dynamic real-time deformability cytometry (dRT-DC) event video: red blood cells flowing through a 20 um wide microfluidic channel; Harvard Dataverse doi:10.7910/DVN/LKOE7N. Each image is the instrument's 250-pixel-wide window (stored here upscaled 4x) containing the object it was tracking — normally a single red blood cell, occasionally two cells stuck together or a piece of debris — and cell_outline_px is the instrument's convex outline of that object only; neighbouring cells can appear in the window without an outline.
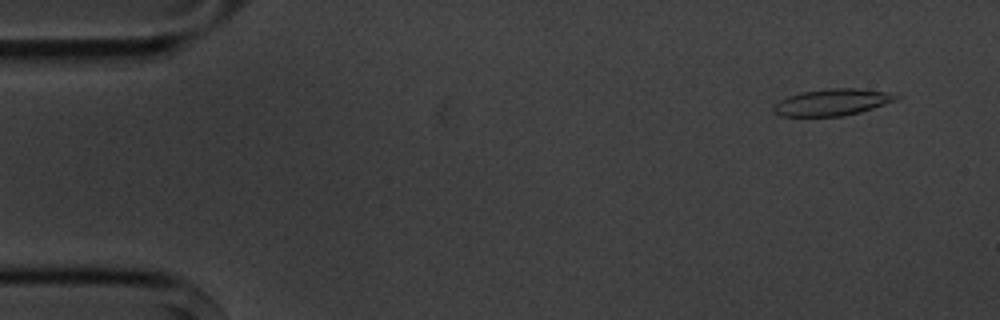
{"species": "common noctule bat (a hibernating species)", "species_latin": "Nyctalus noctula", "temperature_condition": "cold", "stored_images_in_passage": 6, "segment_of_instrument_passage": [2, 2], "camera_frame_rate_fps": 3000, "um_per_image_px": 0.085, "animal": {"sex": "male", "body_mass_g": 20.1, "forearm_length_mm": 53.5}, "frame": {"image": 1, "passage_image": 6, "time_ms": 5.667, "image_size_px": [1000, 320], "cell_outline_px": [[900, 96], [896, 100], [860, 112], [844, 116], [780, 116], [772, 108], [772, 104], [788, 96], [804, 92], [828, 88], [856, 88], [888, 92]], "centroid_in_image_um": [70.72, 8.69], "position_along_channel_um": 14.3, "area_um2": 18.9}}